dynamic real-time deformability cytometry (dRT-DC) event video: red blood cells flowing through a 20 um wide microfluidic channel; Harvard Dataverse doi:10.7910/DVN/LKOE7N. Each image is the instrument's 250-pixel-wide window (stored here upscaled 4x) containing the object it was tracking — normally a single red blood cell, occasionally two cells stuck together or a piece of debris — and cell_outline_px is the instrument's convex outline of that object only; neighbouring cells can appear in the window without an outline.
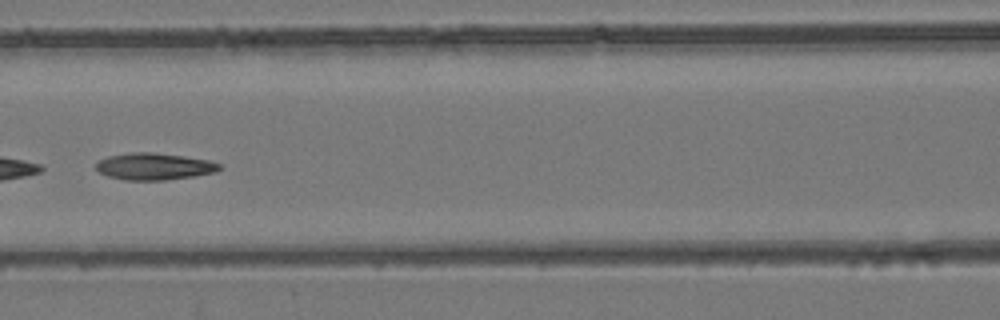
{"species": "common noctule bat (a hibernating species)", "species_latin": "Nyctalus noctula", "temperature_condition": "room temperature", "stored_images_in_passage": 27, "camera_frame_rate_fps": 3000, "um_per_image_px": 0.085, "animal": {"sex": "female", "body_mass_g": 24.6, "forearm_length_mm": 56.2}, "frame": {"image": 1, "passage_image": 8, "time_ms": 2.333, "image_size_px": [1000, 320], "cell_outline_px": [[220, 168], [216, 172], [192, 176], [164, 180], [124, 180], [108, 176], [100, 172], [96, 168], [96, 164], [100, 160], [108, 156], [132, 152], [152, 152], [184, 156], [208, 160], [220, 164]], "centroid_in_image_um": [13.09, 14.14], "position_along_channel_um": 153.5, "area_um2": 19.13}, "authors_computed_cell_mechanics": {"area_um2": 19.1318, "velocity_mm_per_s": 3.8633, "shape_relaxation_time_tau1_ms": 8.6101, "shape_relaxation_time_tau2_ms": null, "deformation_change_tau1": 0.2498, "deformation_change_tau2": null}}